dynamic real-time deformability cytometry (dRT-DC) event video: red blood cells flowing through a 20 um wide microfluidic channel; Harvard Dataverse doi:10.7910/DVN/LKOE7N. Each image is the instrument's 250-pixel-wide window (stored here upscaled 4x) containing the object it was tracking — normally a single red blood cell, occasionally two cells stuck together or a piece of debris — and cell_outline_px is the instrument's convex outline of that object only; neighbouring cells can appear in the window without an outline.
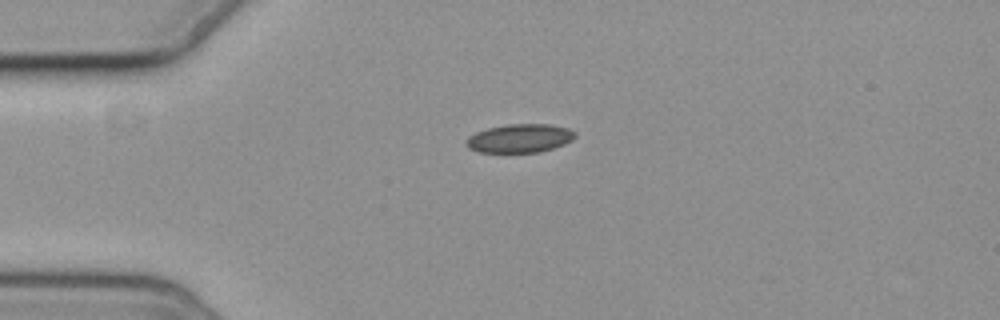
{"species": "common noctule bat (a hibernating species)", "species_latin": "Nyctalus noctula", "temperature_condition": "cold", "stored_images_in_passage": 3, "camera_frame_rate_fps": 3000, "um_per_image_px": 0.085, "animal": {"sex": "female", "body_mass_g": 19.3, "forearm_length_mm": 54.1}, "frame": {"image": 1, "passage_image": 3, "time_ms": 3.667, "image_size_px": [1000, 320], "cell_outline_px": [[576, 136], [572, 140], [564, 144], [540, 152], [480, 152], [468, 148], [464, 144], [468, 136], [476, 132], [488, 128], [508, 124], [552, 124], [568, 128], [576, 132]], "centroid_in_image_um": [44.18, 11.75], "position_along_channel_um": 40.8, "area_um2": 18.21}}